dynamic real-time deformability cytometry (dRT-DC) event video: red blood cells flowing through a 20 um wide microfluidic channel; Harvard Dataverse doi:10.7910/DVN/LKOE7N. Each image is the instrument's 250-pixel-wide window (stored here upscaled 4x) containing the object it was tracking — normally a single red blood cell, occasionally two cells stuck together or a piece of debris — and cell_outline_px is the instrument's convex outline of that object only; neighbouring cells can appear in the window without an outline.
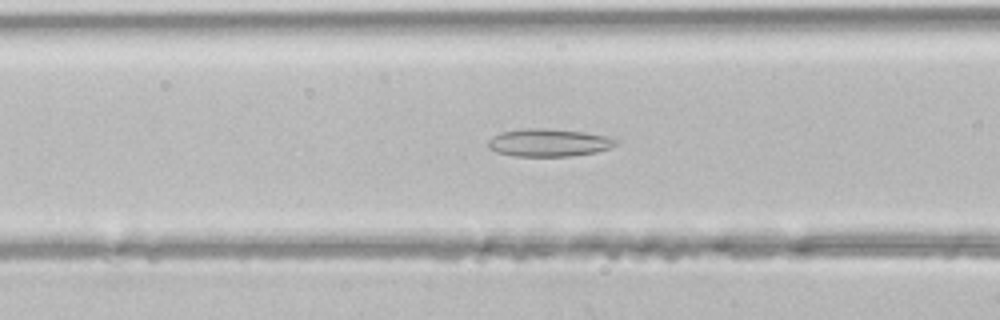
{"species": "common noctule bat (a hibernating species)", "species_latin": "Nyctalus noctula", "temperature_condition": "room temperature", "stored_images_in_passage": 32, "camera_frame_rate_fps": 3000, "um_per_image_px": 0.085, "animal": {"sex": "male", "body_mass_g": 21.5, "forearm_length_mm": 52.0}, "frame": {"image": 1, "passage_image": 9, "time_ms": 2.667, "image_size_px": [1000, 320], "cell_outline_px": [[620, 140], [612, 148], [596, 152], [572, 156], [516, 156], [496, 152], [488, 148], [488, 140], [492, 136], [500, 132], [528, 128], [544, 128], [584, 132], [604, 136]], "centroid_in_image_um": [46.64, 12.13], "position_along_channel_um": 120.0, "area_um2": 20.69}}
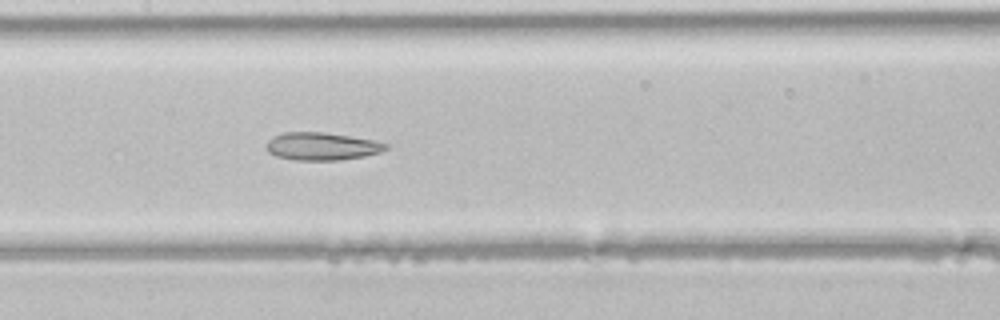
{"frame": {"image": 2, "passage_image": 13, "time_ms": 4.0, "image_size_px": [1000, 320], "cell_outline_px": [[388, 148], [380, 152], [364, 156], [340, 160], [296, 160], [276, 156], [268, 152], [268, 140], [272, 136], [284, 132], [324, 132], [376, 140], [388, 144]], "centroid_in_image_um": [27.37, 12.43], "position_along_channel_um": 180.0, "area_um2": 19.31}}
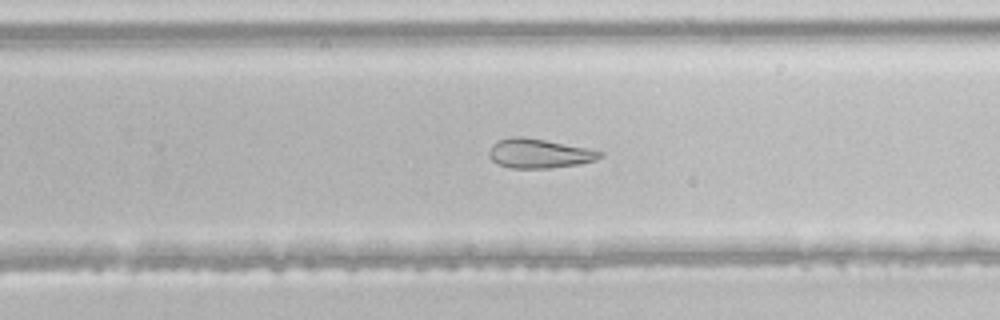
{"frame": {"image": 3, "passage_image": 20, "time_ms": 6.333, "image_size_px": [1000, 320], "cell_outline_px": [[604, 156], [596, 160], [580, 164], [552, 168], [512, 168], [500, 164], [492, 160], [488, 156], [488, 152], [492, 144], [508, 136], [520, 136], [544, 140], [588, 148], [604, 152]], "centroid_in_image_um": [45.85, 13.04], "position_along_channel_um": 284.0, "area_um2": 19.02}}